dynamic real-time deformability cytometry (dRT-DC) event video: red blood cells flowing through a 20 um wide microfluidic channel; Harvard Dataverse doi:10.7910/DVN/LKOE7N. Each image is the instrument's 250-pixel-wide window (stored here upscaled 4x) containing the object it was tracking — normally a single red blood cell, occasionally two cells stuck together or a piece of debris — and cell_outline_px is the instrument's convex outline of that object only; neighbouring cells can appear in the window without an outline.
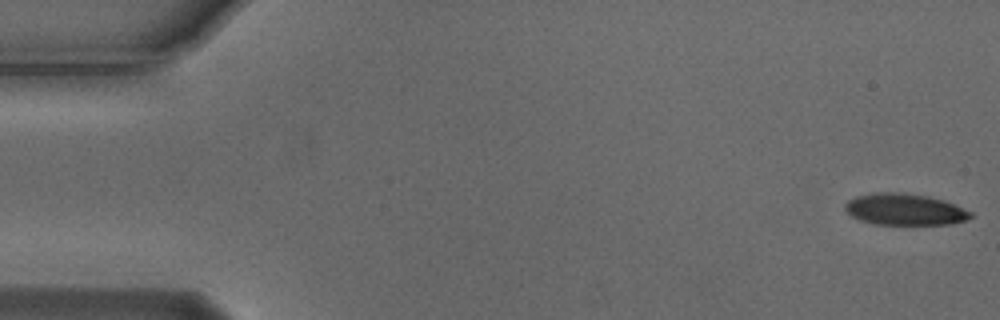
{"species": "Egyptian fruit bat (a non-hibernating species)", "species_latin": "Rousettus aegyptiacus", "temperature_condition": "cold", "stored_images_in_passage": 55, "camera_frame_rate_fps": 3000, "um_per_image_px": 0.085, "animal": {"sex": "male"}, "frame": {"image": 1, "passage_image": 1, "time_ms": 0.0, "image_size_px": [1000, 320], "cell_outline_px": [[972, 216], [964, 220], [952, 224], [876, 224], [860, 220], [852, 216], [844, 208], [844, 204], [848, 200], [856, 196], [876, 192], [892, 192], [928, 196], [944, 200], [956, 204], [972, 212]], "centroid_in_image_um": [76.9, 17.79], "position_along_channel_um": 8.1, "area_um2": 22.95}}
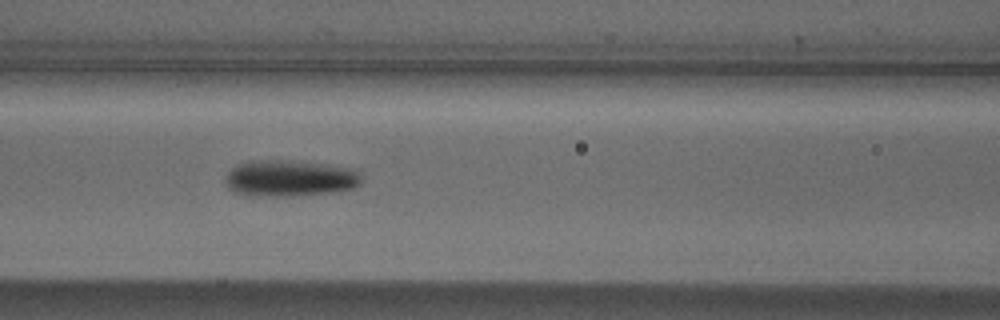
{"frame": {"image": 2, "passage_image": 23, "time_ms": 7.333, "image_size_px": [1000, 320], "cell_outline_px": [[360, 184], [352, 188], [332, 192], [276, 196], [248, 196], [236, 192], [228, 188], [224, 184], [224, 176], [236, 164], [248, 160], [288, 160], [352, 168], [360, 172]], "centroid_in_image_um": [24.54, 15.14], "position_along_channel_um": 142.1, "area_um2": 28.84}}
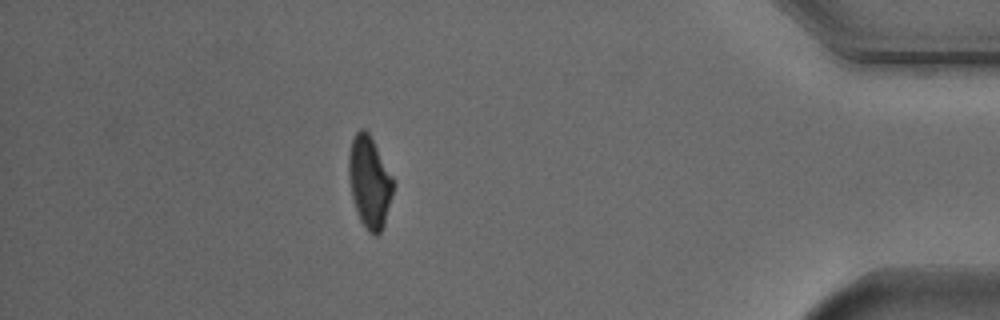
{"frame": {"image": 3, "passage_image": 48, "time_ms": 15.667, "image_size_px": [1000, 320], "cell_outline_px": [[392, 192], [384, 224], [380, 232], [376, 236], [372, 236], [368, 232], [360, 220], [352, 196], [348, 176], [348, 156], [352, 140], [356, 132], [360, 128], [364, 128], [368, 132], [392, 176]], "centroid_in_image_um": [31.37, 15.47], "position_along_channel_um": 403.8, "area_um2": 23.29}, "authors_computed_cell_mechanics": {"area_um2": 25.0274, "velocity_mm_per_s": 3.7274, "shape_relaxation_time_tau1_ms": 3.4509, "shape_relaxation_time_tau2_ms": null, "deformation_change_tau1": 0.1429, "deformation_change_tau2": null}}